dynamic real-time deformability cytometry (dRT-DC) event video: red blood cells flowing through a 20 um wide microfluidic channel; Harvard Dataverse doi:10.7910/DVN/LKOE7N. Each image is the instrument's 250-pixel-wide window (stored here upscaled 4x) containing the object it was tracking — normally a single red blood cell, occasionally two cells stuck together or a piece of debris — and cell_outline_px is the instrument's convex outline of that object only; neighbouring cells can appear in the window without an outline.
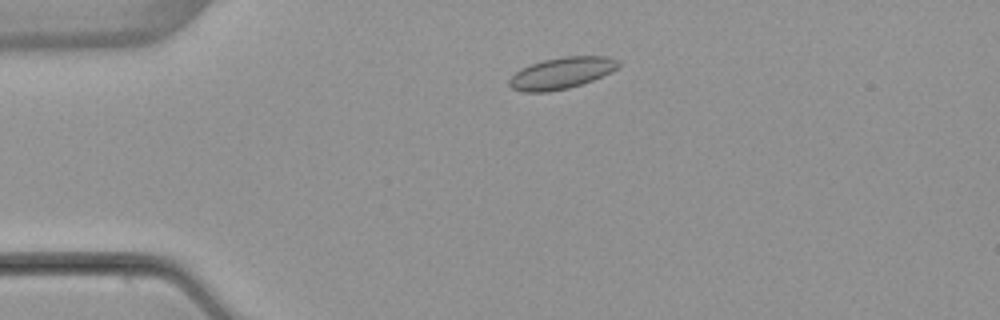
{"species": "common noctule bat (a hibernating species)", "species_latin": "Nyctalus noctula", "temperature_condition": "warm", "stored_images_in_passage": 3, "camera_frame_rate_fps": 3000, "um_per_image_px": 0.085, "animal": {"sex": "female", "body_mass_g": 22.7, "forearm_length_mm": 54.2}, "frame": {"image": 1, "passage_image": 2, "time_ms": 1.0, "image_size_px": [1000, 320], "cell_outline_px": [[620, 64], [612, 72], [592, 80], [568, 88], [548, 92], [524, 92], [512, 88], [508, 84], [508, 80], [520, 68], [544, 60], [564, 56], [608, 56], [620, 60]], "centroid_in_image_um": [47.74, 6.21], "position_along_channel_um": 37.3, "area_um2": 20.0}}